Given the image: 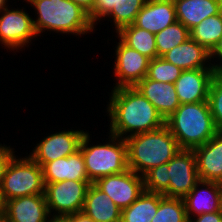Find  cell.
Masks as SVG:
<instances>
[{
  "mask_svg": "<svg viewBox=\"0 0 222 222\" xmlns=\"http://www.w3.org/2000/svg\"><path fill=\"white\" fill-rule=\"evenodd\" d=\"M106 109L110 119L109 133L123 139L165 125L157 109L135 87L112 89Z\"/></svg>",
  "mask_w": 222,
  "mask_h": 222,
  "instance_id": "cell-1",
  "label": "cell"
},
{
  "mask_svg": "<svg viewBox=\"0 0 222 222\" xmlns=\"http://www.w3.org/2000/svg\"><path fill=\"white\" fill-rule=\"evenodd\" d=\"M28 4L36 12L33 23L38 36L47 30L79 37L94 32L96 28L88 12L71 0H31Z\"/></svg>",
  "mask_w": 222,
  "mask_h": 222,
  "instance_id": "cell-2",
  "label": "cell"
},
{
  "mask_svg": "<svg viewBox=\"0 0 222 222\" xmlns=\"http://www.w3.org/2000/svg\"><path fill=\"white\" fill-rule=\"evenodd\" d=\"M128 168L143 176L150 169L168 163L181 148L169 128L163 127L127 137Z\"/></svg>",
  "mask_w": 222,
  "mask_h": 222,
  "instance_id": "cell-3",
  "label": "cell"
},
{
  "mask_svg": "<svg viewBox=\"0 0 222 222\" xmlns=\"http://www.w3.org/2000/svg\"><path fill=\"white\" fill-rule=\"evenodd\" d=\"M165 125L181 149L193 150L204 145L218 132L208 101L180 104Z\"/></svg>",
  "mask_w": 222,
  "mask_h": 222,
  "instance_id": "cell-4",
  "label": "cell"
},
{
  "mask_svg": "<svg viewBox=\"0 0 222 222\" xmlns=\"http://www.w3.org/2000/svg\"><path fill=\"white\" fill-rule=\"evenodd\" d=\"M108 142L90 144V134L83 135L79 149L82 152L88 179L94 183L97 179L123 173L128 170L126 140L110 133Z\"/></svg>",
  "mask_w": 222,
  "mask_h": 222,
  "instance_id": "cell-5",
  "label": "cell"
},
{
  "mask_svg": "<svg viewBox=\"0 0 222 222\" xmlns=\"http://www.w3.org/2000/svg\"><path fill=\"white\" fill-rule=\"evenodd\" d=\"M42 167L29 155L16 157L8 163L0 186L3 201L29 195L44 194Z\"/></svg>",
  "mask_w": 222,
  "mask_h": 222,
  "instance_id": "cell-6",
  "label": "cell"
},
{
  "mask_svg": "<svg viewBox=\"0 0 222 222\" xmlns=\"http://www.w3.org/2000/svg\"><path fill=\"white\" fill-rule=\"evenodd\" d=\"M91 181L64 180L45 183L44 196L50 216H69L82 212ZM52 212V213H51Z\"/></svg>",
  "mask_w": 222,
  "mask_h": 222,
  "instance_id": "cell-7",
  "label": "cell"
},
{
  "mask_svg": "<svg viewBox=\"0 0 222 222\" xmlns=\"http://www.w3.org/2000/svg\"><path fill=\"white\" fill-rule=\"evenodd\" d=\"M10 6L0 12V44L11 50L29 47V43L38 35L34 28L33 17L24 9H11Z\"/></svg>",
  "mask_w": 222,
  "mask_h": 222,
  "instance_id": "cell-8",
  "label": "cell"
},
{
  "mask_svg": "<svg viewBox=\"0 0 222 222\" xmlns=\"http://www.w3.org/2000/svg\"><path fill=\"white\" fill-rule=\"evenodd\" d=\"M115 49L114 88L134 87L147 76L150 58L126 45L118 36Z\"/></svg>",
  "mask_w": 222,
  "mask_h": 222,
  "instance_id": "cell-9",
  "label": "cell"
},
{
  "mask_svg": "<svg viewBox=\"0 0 222 222\" xmlns=\"http://www.w3.org/2000/svg\"><path fill=\"white\" fill-rule=\"evenodd\" d=\"M169 189L166 197L184 198L200 181L196 156L192 149H181L169 161Z\"/></svg>",
  "mask_w": 222,
  "mask_h": 222,
  "instance_id": "cell-10",
  "label": "cell"
},
{
  "mask_svg": "<svg viewBox=\"0 0 222 222\" xmlns=\"http://www.w3.org/2000/svg\"><path fill=\"white\" fill-rule=\"evenodd\" d=\"M121 209L129 207L144 191L143 176L133 170L104 176L93 183Z\"/></svg>",
  "mask_w": 222,
  "mask_h": 222,
  "instance_id": "cell-11",
  "label": "cell"
},
{
  "mask_svg": "<svg viewBox=\"0 0 222 222\" xmlns=\"http://www.w3.org/2000/svg\"><path fill=\"white\" fill-rule=\"evenodd\" d=\"M84 130H62L42 138L29 156L41 167L59 158L67 157L79 150Z\"/></svg>",
  "mask_w": 222,
  "mask_h": 222,
  "instance_id": "cell-12",
  "label": "cell"
},
{
  "mask_svg": "<svg viewBox=\"0 0 222 222\" xmlns=\"http://www.w3.org/2000/svg\"><path fill=\"white\" fill-rule=\"evenodd\" d=\"M147 0H95L88 13L91 23L96 26L103 18H112L117 33L122 27L133 24Z\"/></svg>",
  "mask_w": 222,
  "mask_h": 222,
  "instance_id": "cell-13",
  "label": "cell"
},
{
  "mask_svg": "<svg viewBox=\"0 0 222 222\" xmlns=\"http://www.w3.org/2000/svg\"><path fill=\"white\" fill-rule=\"evenodd\" d=\"M215 74L214 69L183 70L174 83L180 104L207 101Z\"/></svg>",
  "mask_w": 222,
  "mask_h": 222,
  "instance_id": "cell-14",
  "label": "cell"
},
{
  "mask_svg": "<svg viewBox=\"0 0 222 222\" xmlns=\"http://www.w3.org/2000/svg\"><path fill=\"white\" fill-rule=\"evenodd\" d=\"M4 217L8 222H48L50 214L44 194L5 201Z\"/></svg>",
  "mask_w": 222,
  "mask_h": 222,
  "instance_id": "cell-15",
  "label": "cell"
},
{
  "mask_svg": "<svg viewBox=\"0 0 222 222\" xmlns=\"http://www.w3.org/2000/svg\"><path fill=\"white\" fill-rule=\"evenodd\" d=\"M193 151L200 180L222 183V131Z\"/></svg>",
  "mask_w": 222,
  "mask_h": 222,
  "instance_id": "cell-16",
  "label": "cell"
},
{
  "mask_svg": "<svg viewBox=\"0 0 222 222\" xmlns=\"http://www.w3.org/2000/svg\"><path fill=\"white\" fill-rule=\"evenodd\" d=\"M176 21L173 0H147L133 24L156 34Z\"/></svg>",
  "mask_w": 222,
  "mask_h": 222,
  "instance_id": "cell-17",
  "label": "cell"
},
{
  "mask_svg": "<svg viewBox=\"0 0 222 222\" xmlns=\"http://www.w3.org/2000/svg\"><path fill=\"white\" fill-rule=\"evenodd\" d=\"M134 87L152 103L164 120L180 106L173 83H163L145 77Z\"/></svg>",
  "mask_w": 222,
  "mask_h": 222,
  "instance_id": "cell-18",
  "label": "cell"
},
{
  "mask_svg": "<svg viewBox=\"0 0 222 222\" xmlns=\"http://www.w3.org/2000/svg\"><path fill=\"white\" fill-rule=\"evenodd\" d=\"M44 183H55L64 180L90 181L82 152L47 162L42 166Z\"/></svg>",
  "mask_w": 222,
  "mask_h": 222,
  "instance_id": "cell-19",
  "label": "cell"
},
{
  "mask_svg": "<svg viewBox=\"0 0 222 222\" xmlns=\"http://www.w3.org/2000/svg\"><path fill=\"white\" fill-rule=\"evenodd\" d=\"M220 194L221 183L200 180L183 198L188 218L219 211Z\"/></svg>",
  "mask_w": 222,
  "mask_h": 222,
  "instance_id": "cell-20",
  "label": "cell"
},
{
  "mask_svg": "<svg viewBox=\"0 0 222 222\" xmlns=\"http://www.w3.org/2000/svg\"><path fill=\"white\" fill-rule=\"evenodd\" d=\"M161 57L182 70L213 69L210 52L190 37Z\"/></svg>",
  "mask_w": 222,
  "mask_h": 222,
  "instance_id": "cell-21",
  "label": "cell"
},
{
  "mask_svg": "<svg viewBox=\"0 0 222 222\" xmlns=\"http://www.w3.org/2000/svg\"><path fill=\"white\" fill-rule=\"evenodd\" d=\"M176 19L189 31L209 16L222 12V0H173Z\"/></svg>",
  "mask_w": 222,
  "mask_h": 222,
  "instance_id": "cell-22",
  "label": "cell"
},
{
  "mask_svg": "<svg viewBox=\"0 0 222 222\" xmlns=\"http://www.w3.org/2000/svg\"><path fill=\"white\" fill-rule=\"evenodd\" d=\"M121 209L93 183L87 189L82 212L95 222H120Z\"/></svg>",
  "mask_w": 222,
  "mask_h": 222,
  "instance_id": "cell-23",
  "label": "cell"
},
{
  "mask_svg": "<svg viewBox=\"0 0 222 222\" xmlns=\"http://www.w3.org/2000/svg\"><path fill=\"white\" fill-rule=\"evenodd\" d=\"M160 193H143L127 208L121 211L120 222H151L157 213Z\"/></svg>",
  "mask_w": 222,
  "mask_h": 222,
  "instance_id": "cell-24",
  "label": "cell"
},
{
  "mask_svg": "<svg viewBox=\"0 0 222 222\" xmlns=\"http://www.w3.org/2000/svg\"><path fill=\"white\" fill-rule=\"evenodd\" d=\"M117 36L129 47L150 59L157 57L155 34L130 24L122 27Z\"/></svg>",
  "mask_w": 222,
  "mask_h": 222,
  "instance_id": "cell-25",
  "label": "cell"
},
{
  "mask_svg": "<svg viewBox=\"0 0 222 222\" xmlns=\"http://www.w3.org/2000/svg\"><path fill=\"white\" fill-rule=\"evenodd\" d=\"M189 32L191 39L211 53L222 38V12L205 18Z\"/></svg>",
  "mask_w": 222,
  "mask_h": 222,
  "instance_id": "cell-26",
  "label": "cell"
},
{
  "mask_svg": "<svg viewBox=\"0 0 222 222\" xmlns=\"http://www.w3.org/2000/svg\"><path fill=\"white\" fill-rule=\"evenodd\" d=\"M189 37V30L181 22L176 21L167 26L155 34L157 57H161L174 47L184 43Z\"/></svg>",
  "mask_w": 222,
  "mask_h": 222,
  "instance_id": "cell-27",
  "label": "cell"
},
{
  "mask_svg": "<svg viewBox=\"0 0 222 222\" xmlns=\"http://www.w3.org/2000/svg\"><path fill=\"white\" fill-rule=\"evenodd\" d=\"M151 222H189L183 198L160 194L157 213Z\"/></svg>",
  "mask_w": 222,
  "mask_h": 222,
  "instance_id": "cell-28",
  "label": "cell"
},
{
  "mask_svg": "<svg viewBox=\"0 0 222 222\" xmlns=\"http://www.w3.org/2000/svg\"><path fill=\"white\" fill-rule=\"evenodd\" d=\"M183 70L165 61L162 57L150 60L147 78L159 82L175 83Z\"/></svg>",
  "mask_w": 222,
  "mask_h": 222,
  "instance_id": "cell-29",
  "label": "cell"
},
{
  "mask_svg": "<svg viewBox=\"0 0 222 222\" xmlns=\"http://www.w3.org/2000/svg\"><path fill=\"white\" fill-rule=\"evenodd\" d=\"M169 162L150 169L143 175L144 190L164 194L169 189Z\"/></svg>",
  "mask_w": 222,
  "mask_h": 222,
  "instance_id": "cell-30",
  "label": "cell"
},
{
  "mask_svg": "<svg viewBox=\"0 0 222 222\" xmlns=\"http://www.w3.org/2000/svg\"><path fill=\"white\" fill-rule=\"evenodd\" d=\"M207 101L217 130L222 131V74L213 77Z\"/></svg>",
  "mask_w": 222,
  "mask_h": 222,
  "instance_id": "cell-31",
  "label": "cell"
},
{
  "mask_svg": "<svg viewBox=\"0 0 222 222\" xmlns=\"http://www.w3.org/2000/svg\"><path fill=\"white\" fill-rule=\"evenodd\" d=\"M15 151L13 148L5 144H0V186L5 174L6 167L13 158Z\"/></svg>",
  "mask_w": 222,
  "mask_h": 222,
  "instance_id": "cell-32",
  "label": "cell"
},
{
  "mask_svg": "<svg viewBox=\"0 0 222 222\" xmlns=\"http://www.w3.org/2000/svg\"><path fill=\"white\" fill-rule=\"evenodd\" d=\"M210 59H212V62H214L213 61L214 59H215V62H217V63L211 62V66L213 67L215 73L222 74V38L218 42V44L215 46V48L211 51ZM216 59H217V61H216Z\"/></svg>",
  "mask_w": 222,
  "mask_h": 222,
  "instance_id": "cell-33",
  "label": "cell"
},
{
  "mask_svg": "<svg viewBox=\"0 0 222 222\" xmlns=\"http://www.w3.org/2000/svg\"><path fill=\"white\" fill-rule=\"evenodd\" d=\"M188 219L189 222H222V215L217 211L214 213H203Z\"/></svg>",
  "mask_w": 222,
  "mask_h": 222,
  "instance_id": "cell-34",
  "label": "cell"
},
{
  "mask_svg": "<svg viewBox=\"0 0 222 222\" xmlns=\"http://www.w3.org/2000/svg\"><path fill=\"white\" fill-rule=\"evenodd\" d=\"M68 217L71 219V222H95L83 212L74 213Z\"/></svg>",
  "mask_w": 222,
  "mask_h": 222,
  "instance_id": "cell-35",
  "label": "cell"
},
{
  "mask_svg": "<svg viewBox=\"0 0 222 222\" xmlns=\"http://www.w3.org/2000/svg\"><path fill=\"white\" fill-rule=\"evenodd\" d=\"M74 3L80 5L88 13L93 9L95 0H71Z\"/></svg>",
  "mask_w": 222,
  "mask_h": 222,
  "instance_id": "cell-36",
  "label": "cell"
},
{
  "mask_svg": "<svg viewBox=\"0 0 222 222\" xmlns=\"http://www.w3.org/2000/svg\"><path fill=\"white\" fill-rule=\"evenodd\" d=\"M48 222H71L68 216H50Z\"/></svg>",
  "mask_w": 222,
  "mask_h": 222,
  "instance_id": "cell-37",
  "label": "cell"
},
{
  "mask_svg": "<svg viewBox=\"0 0 222 222\" xmlns=\"http://www.w3.org/2000/svg\"><path fill=\"white\" fill-rule=\"evenodd\" d=\"M4 217V201L0 194V219Z\"/></svg>",
  "mask_w": 222,
  "mask_h": 222,
  "instance_id": "cell-38",
  "label": "cell"
},
{
  "mask_svg": "<svg viewBox=\"0 0 222 222\" xmlns=\"http://www.w3.org/2000/svg\"><path fill=\"white\" fill-rule=\"evenodd\" d=\"M7 2H9V1H8V0H0V12H1L4 8H6V7L9 6V4H8ZM7 4H8V5H7Z\"/></svg>",
  "mask_w": 222,
  "mask_h": 222,
  "instance_id": "cell-39",
  "label": "cell"
},
{
  "mask_svg": "<svg viewBox=\"0 0 222 222\" xmlns=\"http://www.w3.org/2000/svg\"><path fill=\"white\" fill-rule=\"evenodd\" d=\"M219 213L222 215V183H221V194L219 198Z\"/></svg>",
  "mask_w": 222,
  "mask_h": 222,
  "instance_id": "cell-40",
  "label": "cell"
},
{
  "mask_svg": "<svg viewBox=\"0 0 222 222\" xmlns=\"http://www.w3.org/2000/svg\"><path fill=\"white\" fill-rule=\"evenodd\" d=\"M0 222H8V220L5 217H3L0 219Z\"/></svg>",
  "mask_w": 222,
  "mask_h": 222,
  "instance_id": "cell-41",
  "label": "cell"
}]
</instances>
